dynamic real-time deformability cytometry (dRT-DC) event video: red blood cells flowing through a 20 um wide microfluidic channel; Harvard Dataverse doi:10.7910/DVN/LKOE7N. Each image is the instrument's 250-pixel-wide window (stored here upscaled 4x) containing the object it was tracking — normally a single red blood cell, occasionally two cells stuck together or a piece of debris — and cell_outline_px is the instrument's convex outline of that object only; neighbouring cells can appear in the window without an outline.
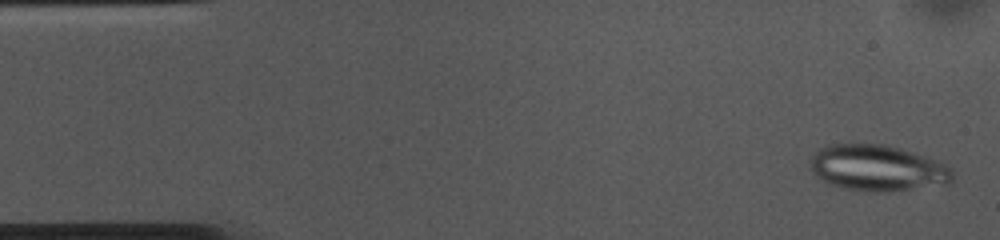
{"species": "common noctule bat (a hibernating species)", "species_latin": "Nyctalus noctula", "temperature_condition": "cold", "stored_images_in_passage": 53, "camera_frame_rate_fps": 3000, "um_per_image_px": 0.085, "animal": {"sex": "female", "body_mass_g": 10.0, "forearm_length_mm": 53.1}, "frame": {"image": 1, "passage_image": 2, "time_ms": 0.333, "image_size_px": [1000, 240], "cell_outline_px": [[952, 180], [948, 184], [888, 192], [872, 192], [844, 188], [828, 184], [816, 176], [808, 168], [808, 164], [812, 156], [820, 148], [828, 144], [884, 144], [900, 148], [940, 160], [952, 168]], "centroid_in_image_um": [74.58, 14.28], "position_along_channel_um": 10.4, "area_um2": 38.73}}
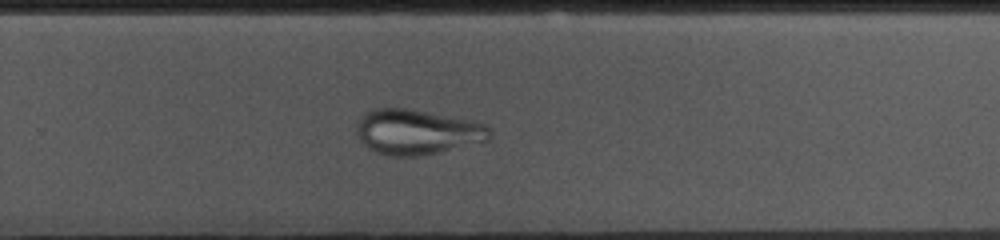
{"frame": {"image": 2, "passage_image": 34, "time_ms": 11.0, "image_size_px": [1000, 240], "cell_outline_px": [[492, 132], [488, 140], [440, 152], [416, 156], [392, 156], [376, 152], [368, 148], [364, 144], [356, 128], [356, 124], [360, 116], [376, 108], [408, 108], [476, 120], [488, 124]], "centroid_in_image_um": [35.5, 11.2], "position_along_channel_um": 294.3, "area_um2": 35.2}}
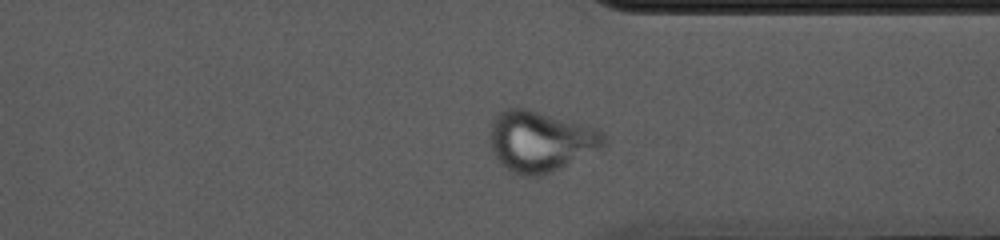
{"frame": {"image": 3, "passage_image": 40, "time_ms": 13.0, "image_size_px": [1000, 240], "cell_outline_px": [[604, 148], [544, 176], [520, 176], [512, 172], [492, 152], [488, 132], [496, 116], [504, 108], [528, 108], [600, 128], [604, 136]], "centroid_in_image_um": [45.97, 12.0], "position_along_channel_um": 365.4, "area_um2": 40.75}}